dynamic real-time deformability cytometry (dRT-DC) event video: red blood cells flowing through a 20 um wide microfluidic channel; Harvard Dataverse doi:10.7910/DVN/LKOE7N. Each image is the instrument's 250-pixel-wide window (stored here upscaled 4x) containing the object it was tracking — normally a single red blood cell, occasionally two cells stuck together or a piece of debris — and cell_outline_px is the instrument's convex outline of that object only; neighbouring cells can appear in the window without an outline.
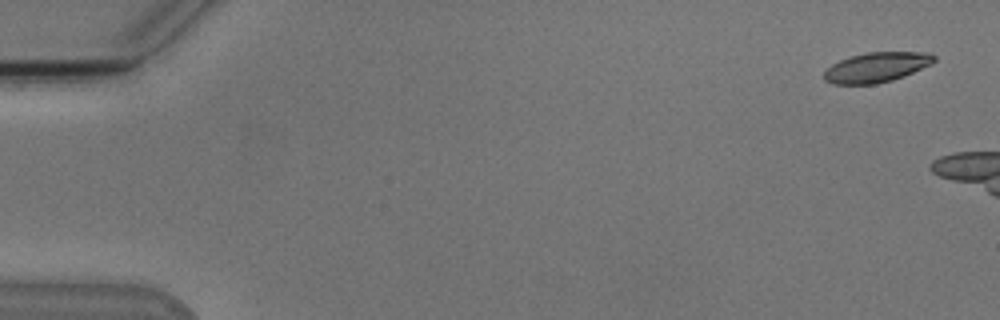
{"species": "Egyptian fruit bat (a non-hibernating species)", "species_latin": "Rousettus aegyptiacus", "temperature_condition": "cold", "stored_images_in_passage": 20, "camera_frame_rate_fps": 3000, "um_per_image_px": 0.085, "animal": {"sex": "male"}, "frame": {"image": 1, "passage_image": 1, "time_ms": 0.0, "image_size_px": [1000, 320], "cell_outline_px": [[936, 60], [932, 64], [904, 76], [892, 80], [876, 84], [832, 84], [824, 80], [824, 72], [832, 64], [848, 56], [864, 52], [928, 52], [936, 56]], "centroid_in_image_um": [74.51, 5.71], "position_along_channel_um": 10.5, "area_um2": 19.36}}